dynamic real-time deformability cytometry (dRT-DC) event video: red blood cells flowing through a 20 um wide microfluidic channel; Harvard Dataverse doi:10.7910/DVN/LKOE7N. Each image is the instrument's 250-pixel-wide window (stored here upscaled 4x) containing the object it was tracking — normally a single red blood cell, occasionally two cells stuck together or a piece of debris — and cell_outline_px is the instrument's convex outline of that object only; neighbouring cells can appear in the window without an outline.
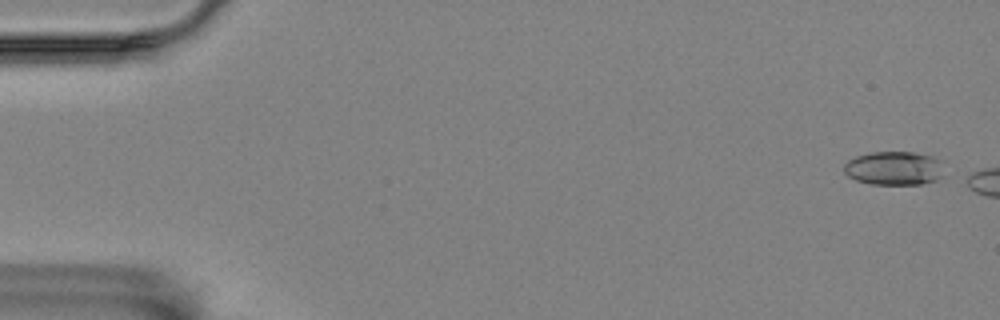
{"species": "Egyptian fruit bat (a non-hibernating species)", "species_latin": "Rousettus aegyptiacus", "temperature_condition": "room temperature", "stored_images_in_passage": 7, "camera_frame_rate_fps": 3000, "um_per_image_px": 0.085, "animal": {"sex": "female"}, "frame": {"image": 1, "passage_image": 2, "time_ms": 0.333, "image_size_px": [1000, 320], "cell_outline_px": [[944, 176], [936, 180], [920, 184], [872, 184], [856, 180], [848, 176], [844, 172], [844, 164], [848, 160], [856, 156], [872, 152], [912, 152], [932, 156], [944, 160]], "centroid_in_image_um": [76.06, 14.29], "position_along_channel_um": 8.9, "area_um2": 20.0}}